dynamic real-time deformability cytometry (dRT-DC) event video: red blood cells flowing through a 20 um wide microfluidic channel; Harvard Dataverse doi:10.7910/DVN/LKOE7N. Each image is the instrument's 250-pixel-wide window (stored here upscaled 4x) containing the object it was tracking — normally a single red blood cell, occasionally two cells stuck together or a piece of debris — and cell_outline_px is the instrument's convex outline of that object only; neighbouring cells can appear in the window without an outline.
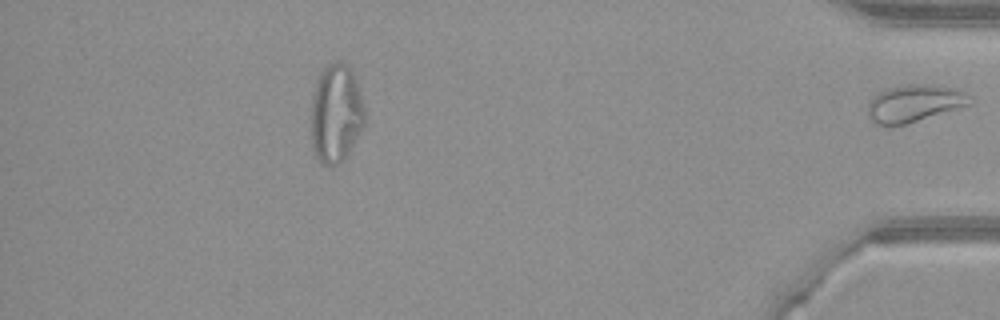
{"species": "common noctule bat (a hibernating species)", "species_latin": "Nyctalus noctula", "temperature_condition": "warm", "stored_images_in_passage": 32, "segment_of_instrument_passage": [2, 2], "camera_frame_rate_fps": 3000, "um_per_image_px": 0.085, "animal": {"sex": "female", "body_mass_g": 21.9}, "frame": {"image": 1, "passage_image": 32, "time_ms": 10.333, "image_size_px": [1000, 320], "cell_outline_px": [[972, 104], [904, 124], [876, 124], [868, 116], [868, 104], [880, 92], [888, 88], [908, 84], [928, 84], [956, 88], [964, 92]], "centroid_in_image_um": [77.73, 8.76], "position_along_channel_um": 357.5, "area_um2": 21.5}}